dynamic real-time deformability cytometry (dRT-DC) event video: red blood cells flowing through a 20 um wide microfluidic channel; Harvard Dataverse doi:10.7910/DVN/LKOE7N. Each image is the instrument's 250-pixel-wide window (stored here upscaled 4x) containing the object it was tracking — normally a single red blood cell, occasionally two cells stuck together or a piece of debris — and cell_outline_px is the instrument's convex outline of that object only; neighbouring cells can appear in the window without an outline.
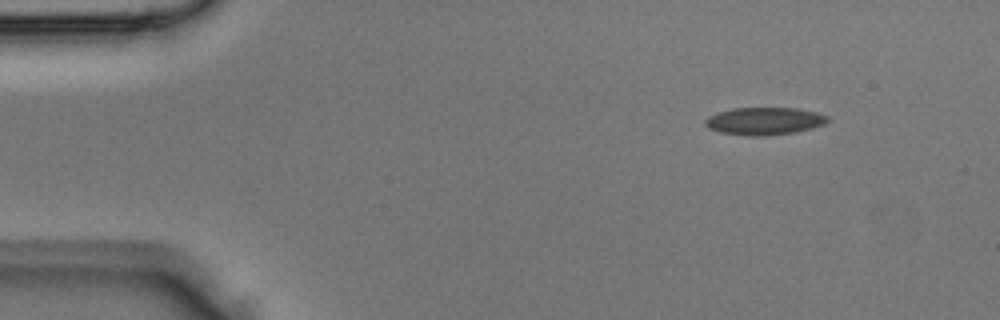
{"species": "Egyptian fruit bat (a non-hibernating species)", "species_latin": "Rousettus aegyptiacus", "temperature_condition": "room temperature", "stored_images_in_passage": 3, "segment_of_instrument_passage": [2, 2], "camera_frame_rate_fps": 3000, "um_per_image_px": 0.085, "animal": {"sex": "male"}, "frame": {"image": 1, "passage_image": 3, "time_ms": 0.667, "image_size_px": [1000, 320], "cell_outline_px": [[832, 120], [824, 124], [812, 128], [796, 132], [764, 136], [748, 136], [720, 132], [708, 128], [704, 124], [704, 120], [708, 116], [732, 108], [796, 108], [816, 112], [828, 116]], "centroid_in_image_um": [64.99, 10.29], "position_along_channel_um": 20.0, "area_um2": 19.77}}